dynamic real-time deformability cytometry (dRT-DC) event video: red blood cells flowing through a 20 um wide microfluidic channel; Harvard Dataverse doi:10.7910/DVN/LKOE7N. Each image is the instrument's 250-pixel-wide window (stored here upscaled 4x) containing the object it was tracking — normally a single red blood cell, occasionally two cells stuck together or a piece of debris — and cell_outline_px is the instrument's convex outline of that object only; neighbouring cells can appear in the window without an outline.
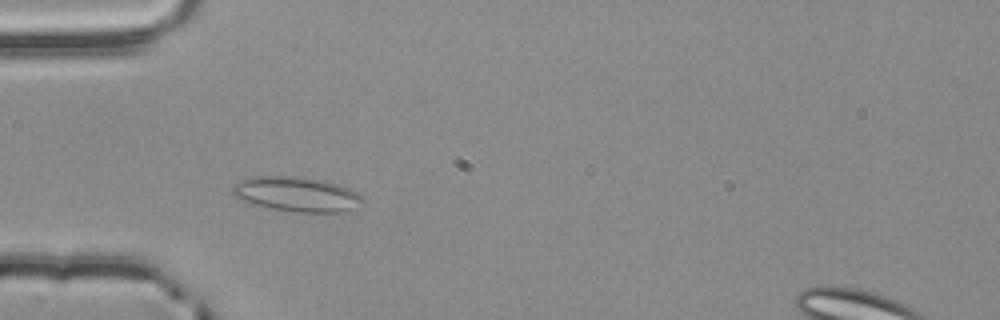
{"species": "common noctule bat (a hibernating species)", "species_latin": "Nyctalus noctula", "temperature_condition": "room temperature", "stored_images_in_passage": 48, "segment_of_instrument_passage": [1, 2], "camera_frame_rate_fps": 3000, "um_per_image_px": 0.085, "animal": {"sex": "male", "body_mass_g": 20.4}, "frame": {"image": 1, "passage_image": 9, "time_ms": 2.667, "image_size_px": [1000, 320], "cell_outline_px": [[364, 200], [340, 212], [296, 212], [272, 208], [252, 204], [236, 196], [232, 192], [232, 184], [240, 180], [256, 176], [288, 176], [324, 180], [340, 184], [364, 196]], "centroid_in_image_um": [25.18, 16.49], "position_along_channel_um": 59.8, "area_um2": 25.95}}
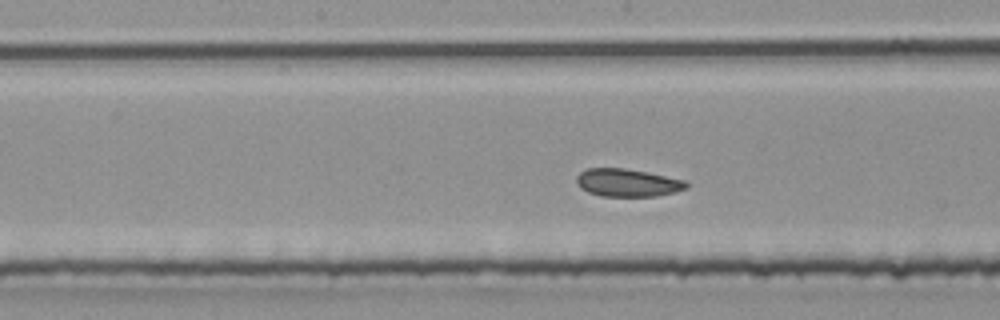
{"frame": {"image": 2, "passage_image": 20, "time_ms": 6.333, "image_size_px": [1000, 320], "cell_outline_px": [[688, 188], [676, 192], [656, 196], [600, 196], [588, 192], [580, 188], [576, 184], [576, 176], [580, 172], [588, 168], [624, 168], [648, 172], [688, 180]], "centroid_in_image_um": [53.36, 15.53], "position_along_channel_um": 194.8, "area_um2": 18.09}}
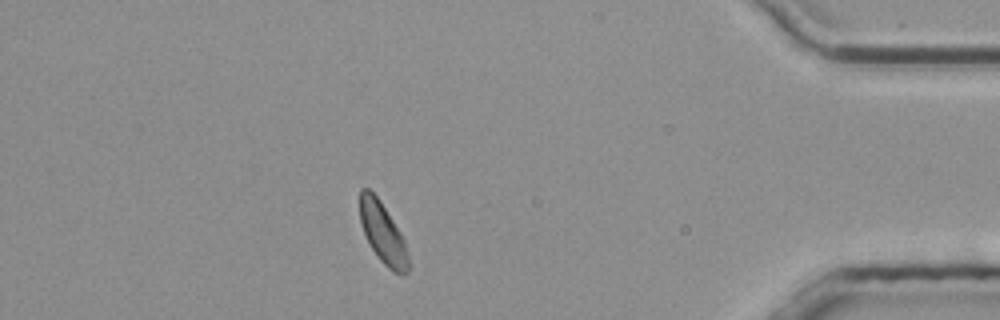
{"frame": {"image": 3, "passage_image": 40, "time_ms": 13.0, "image_size_px": [1000, 320], "cell_outline_px": [[408, 272], [404, 276], [400, 276], [392, 272], [376, 256], [364, 232], [360, 220], [360, 188], [368, 188], [380, 200], [400, 232], [404, 240], [408, 256]], "centroid_in_image_um": [32.55, 19.85], "position_along_channel_um": 402.7, "area_um2": 17.05}}